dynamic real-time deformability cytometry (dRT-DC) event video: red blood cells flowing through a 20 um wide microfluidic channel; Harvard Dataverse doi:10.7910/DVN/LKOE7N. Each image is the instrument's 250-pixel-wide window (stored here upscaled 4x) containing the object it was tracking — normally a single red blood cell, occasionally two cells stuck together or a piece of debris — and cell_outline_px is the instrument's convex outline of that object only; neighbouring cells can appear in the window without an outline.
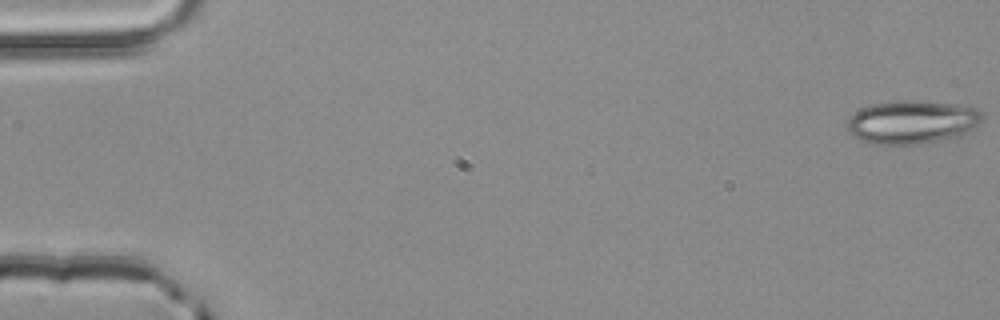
{"species": "common noctule bat (a hibernating species)", "species_latin": "Nyctalus noctula", "temperature_condition": "room temperature", "stored_images_in_passage": 4, "segment_of_instrument_passage": [1, 2], "camera_frame_rate_fps": 3000, "um_per_image_px": 0.085, "animal": {"sex": "male", "body_mass_g": 20.4}, "frame": {"image": 1, "passage_image": 1, "time_ms": 0.0, "image_size_px": [1000, 320], "cell_outline_px": [[984, 116], [968, 132], [956, 136], [920, 144], [872, 144], [860, 140], [852, 136], [848, 132], [848, 120], [860, 108], [872, 104], [896, 100], [916, 100], [956, 104], [980, 108], [984, 112]], "centroid_in_image_um": [77.52, 10.36], "position_along_channel_um": 7.5, "area_um2": 34.22}}